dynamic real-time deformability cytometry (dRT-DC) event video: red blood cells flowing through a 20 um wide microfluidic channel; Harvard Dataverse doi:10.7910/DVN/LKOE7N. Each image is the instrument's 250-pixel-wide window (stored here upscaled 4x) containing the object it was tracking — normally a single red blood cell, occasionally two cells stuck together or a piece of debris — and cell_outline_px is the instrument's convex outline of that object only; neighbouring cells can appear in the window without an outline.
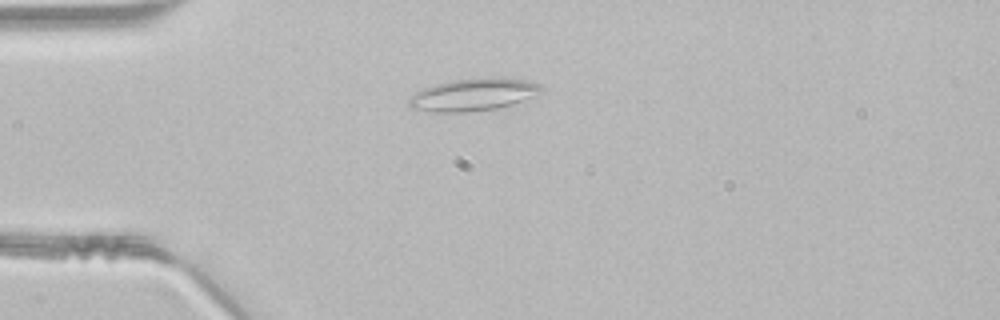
{"species": "common noctule bat (a hibernating species)", "species_latin": "Nyctalus noctula", "temperature_condition": "room temperature", "stored_images_in_passage": 37, "segment_of_instrument_passage": [1, 2], "camera_frame_rate_fps": 3000, "um_per_image_px": 0.085, "animal": {"sex": "male", "body_mass_g": 21.5, "forearm_length_mm": 52.0}, "frame": {"image": 1, "passage_image": 2, "time_ms": 0.333, "image_size_px": [1000, 320], "cell_outline_px": [[544, 88], [512, 104], [496, 108], [468, 112], [432, 112], [408, 108], [408, 100], [416, 92], [424, 88], [436, 84], [452, 80], [524, 80], [540, 84]], "centroid_in_image_um": [40.08, 8.1], "position_along_channel_um": 44.9, "area_um2": 23.64}}
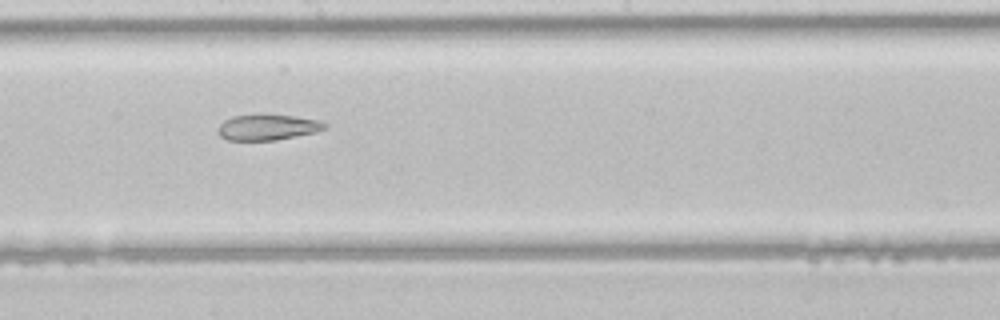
{"frame": {"image": 2, "passage_image": 16, "time_ms": 5.0, "image_size_px": [1000, 320], "cell_outline_px": [[328, 124], [324, 128], [316, 132], [296, 136], [272, 140], [228, 140], [220, 136], [220, 124], [224, 120], [232, 116], [292, 116], [320, 120]], "centroid_in_image_um": [22.77, 10.83], "position_along_channel_um": 225.4, "area_um2": 15.37}}
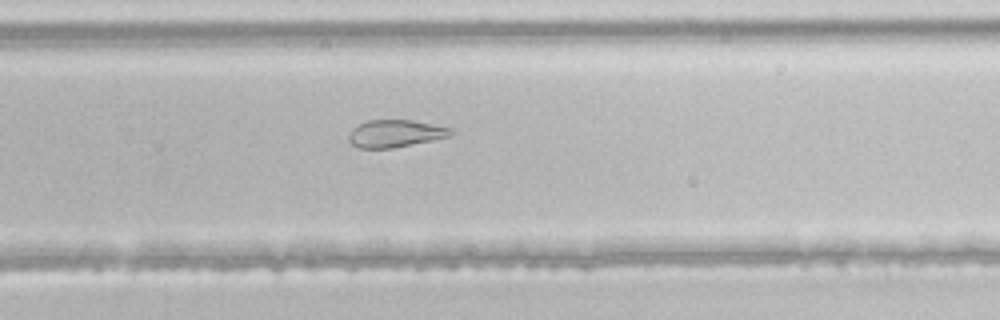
{"frame": {"image": 3, "passage_image": 21, "time_ms": 6.667, "image_size_px": [1000, 320], "cell_outline_px": [[452, 132], [448, 136], [432, 140], [392, 148], [360, 148], [352, 144], [348, 140], [348, 136], [352, 128], [368, 120], [412, 120], [452, 128]], "centroid_in_image_um": [33.56, 11.34], "position_along_channel_um": 296.2, "area_um2": 16.07}}